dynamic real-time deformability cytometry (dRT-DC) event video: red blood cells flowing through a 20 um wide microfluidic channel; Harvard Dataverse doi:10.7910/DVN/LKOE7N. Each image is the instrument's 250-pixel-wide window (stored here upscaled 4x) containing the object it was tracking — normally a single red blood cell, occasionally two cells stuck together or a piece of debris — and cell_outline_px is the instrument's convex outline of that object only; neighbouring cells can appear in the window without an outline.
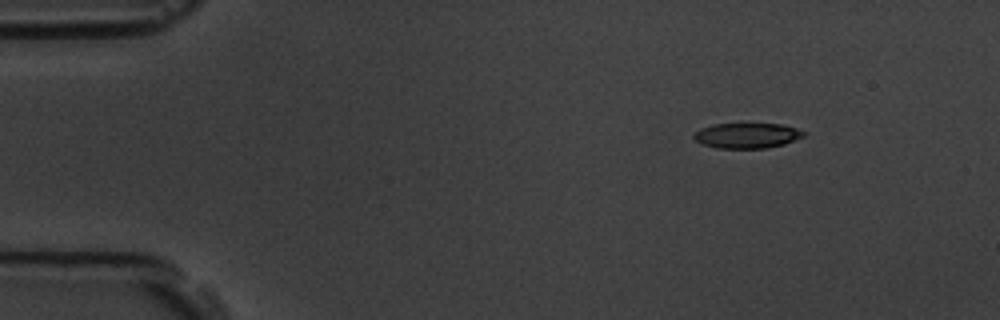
{"species": "common noctule bat (a hibernating species)", "species_latin": "Nyctalus noctula", "temperature_condition": "room temperature", "stored_images_in_passage": 6, "camera_frame_rate_fps": 3000, "um_per_image_px": 0.085, "animal": {"sex": "male", "body_mass_g": 19.5, "forearm_length_mm": 54.6}, "frame": {"image": 1, "passage_image": 1, "time_ms": 0.0, "image_size_px": [1000, 320], "cell_outline_px": [[808, 136], [784, 144], [768, 148], [716, 148], [704, 144], [696, 140], [692, 136], [700, 128], [712, 124], [784, 124], [796, 128], [804, 132]], "centroid_in_image_um": [63.54, 11.52], "position_along_channel_um": 21.5, "area_um2": 16.24}}
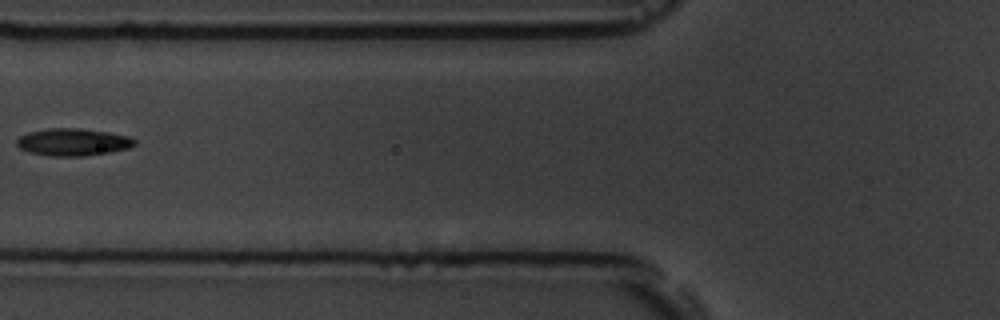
{"frame": {"image": 2, "passage_image": 5, "time_ms": 5.0, "image_size_px": [1000, 320], "cell_outline_px": [[136, 144], [128, 148], [108, 152], [84, 156], [48, 156], [28, 152], [20, 148], [16, 144], [16, 140], [20, 136], [28, 132], [48, 128], [80, 128], [108, 132], [128, 136], [136, 140]], "centroid_in_image_um": [6.17, 12.07], "position_along_channel_um": 119.6, "area_um2": 18.79}}
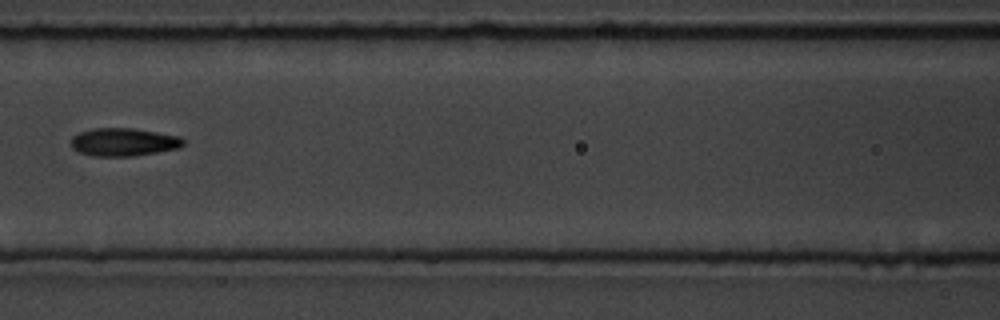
{"frame": {"image": 3, "passage_image": 6, "time_ms": 6.0, "image_size_px": [1000, 320], "cell_outline_px": [[184, 144], [180, 148], [132, 156], [92, 156], [80, 152], [72, 148], [72, 136], [80, 132], [92, 128], [132, 128], [180, 136], [184, 140]], "centroid_in_image_um": [10.51, 12.07], "position_along_channel_um": 156.1, "area_um2": 18.26}}